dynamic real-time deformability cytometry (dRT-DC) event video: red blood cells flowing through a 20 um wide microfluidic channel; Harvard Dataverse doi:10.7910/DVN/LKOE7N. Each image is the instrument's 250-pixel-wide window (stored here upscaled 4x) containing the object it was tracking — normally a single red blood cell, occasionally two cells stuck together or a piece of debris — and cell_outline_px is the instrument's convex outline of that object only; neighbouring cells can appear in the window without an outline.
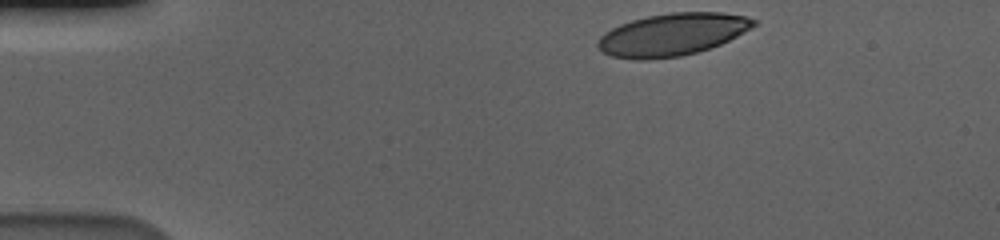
{"species": "human", "species_latin": "Homo sapiens", "temperature_condition": "cold", "stored_images_in_passage": 40, "camera_frame_rate_fps": 3000, "um_per_image_px": 0.085, "donor": {"sex": "male"}, "frame": {"image": 1, "passage_image": 1, "time_ms": 0.0, "image_size_px": [1000, 240], "cell_outline_px": [[756, 24], [744, 32], [720, 44], [696, 52], [680, 56], [648, 60], [636, 60], [612, 56], [604, 52], [596, 44], [596, 40], [604, 32], [620, 24], [632, 20], [648, 16], [672, 12], [720, 12], [744, 16], [756, 20]], "centroid_in_image_um": [57.1, 2.93], "position_along_channel_um": 27.9, "area_um2": 38.26}}
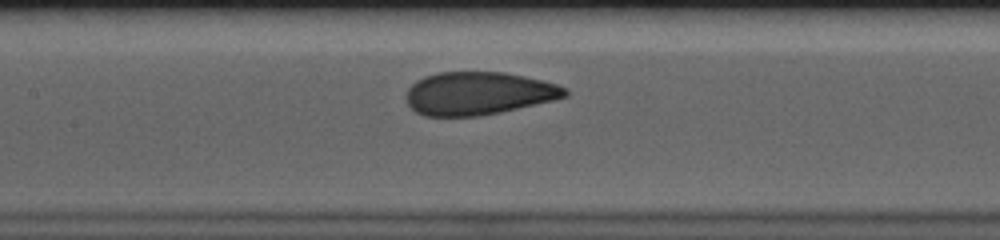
{"frame": {"image": 2, "passage_image": 19, "time_ms": 6.0, "image_size_px": [1000, 240], "cell_outline_px": [[568, 96], [552, 100], [500, 112], [480, 116], [424, 116], [416, 112], [408, 104], [408, 88], [416, 80], [424, 76], [440, 72], [504, 72], [524, 76], [556, 84], [568, 88]], "centroid_in_image_um": [40.66, 7.93], "position_along_channel_um": 166.7, "area_um2": 39.54}}
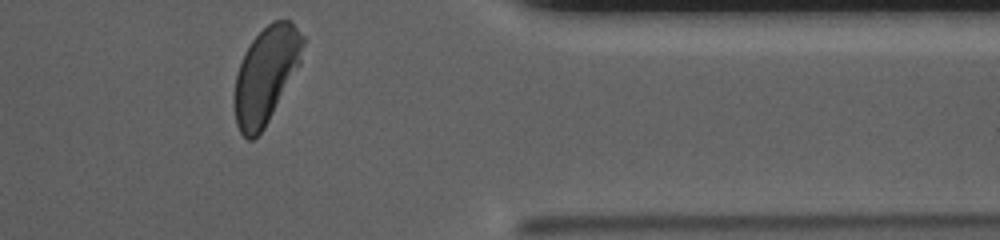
{"frame": {"image": 3, "passage_image": 39, "time_ms": 12.667, "image_size_px": [1000, 240], "cell_outline_px": [[304, 44], [300, 64], [264, 128], [252, 140], [248, 140], [240, 132], [236, 124], [236, 76], [244, 52], [252, 40], [272, 20], [288, 20], [304, 36]], "centroid_in_image_um": [22.62, 6.35], "position_along_channel_um": 388.8, "area_um2": 37.51}, "authors_computed_cell_mechanics": {"area_um2": 40.1999, "velocity_mm_per_s": 3.5676, "shape_relaxation_time_tau1_ms": 2.9437, "shape_relaxation_time_tau2_ms": null, "deformation_change_tau1": 0.1542, "deformation_change_tau2": null}}